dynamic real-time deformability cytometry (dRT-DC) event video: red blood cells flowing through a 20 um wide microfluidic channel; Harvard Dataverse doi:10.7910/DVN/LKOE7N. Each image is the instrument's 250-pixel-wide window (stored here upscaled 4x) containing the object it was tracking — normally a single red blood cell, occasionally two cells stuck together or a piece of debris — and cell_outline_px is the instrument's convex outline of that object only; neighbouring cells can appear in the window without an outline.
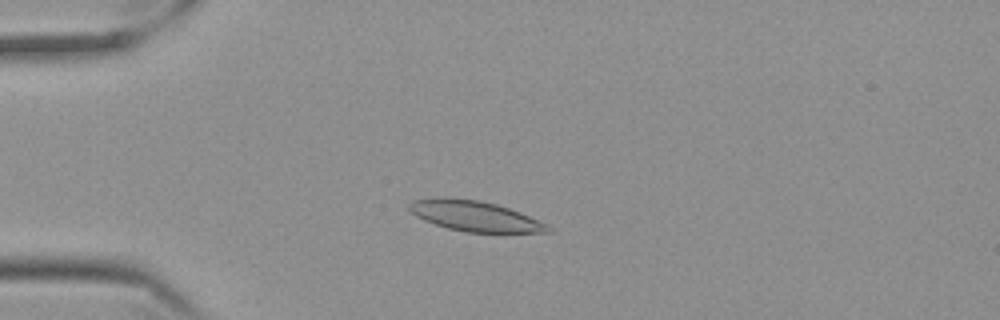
{"species": "Egyptian fruit bat (a non-hibernating species)", "species_latin": "Rousettus aegyptiacus", "temperature_condition": "cold", "stored_images_in_passage": 46, "camera_frame_rate_fps": 3000, "um_per_image_px": 0.085, "frame": {"image": 1, "passage_image": 3, "time_ms": 0.667, "image_size_px": [1000, 320], "cell_outline_px": [[552, 232], [464, 232], [448, 228], [424, 220], [416, 216], [408, 208], [408, 204], [416, 200], [436, 196], [444, 196], [476, 200], [496, 204], [520, 212], [548, 224], [552, 228]], "centroid_in_image_um": [40.35, 18.35], "position_along_channel_um": 44.6, "area_um2": 24.51}}
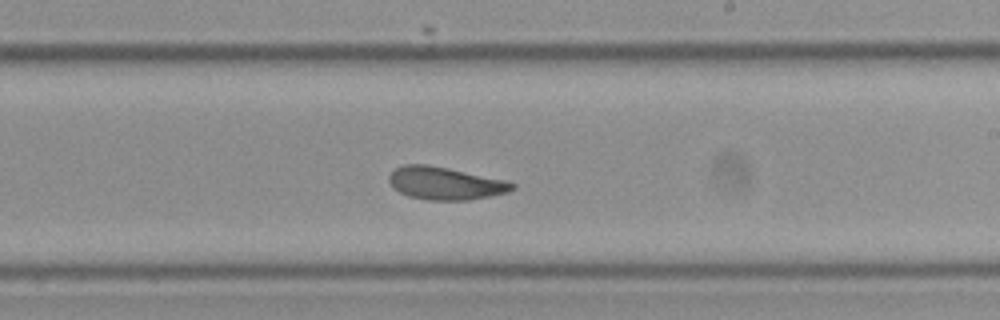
{"frame": {"image": 2, "passage_image": 23, "time_ms": 7.333, "image_size_px": [1000, 320], "cell_outline_px": [[516, 188], [508, 192], [468, 200], [424, 200], [408, 196], [400, 192], [388, 180], [388, 176], [396, 168], [404, 164], [428, 164], [448, 168], [504, 180], [516, 184]], "centroid_in_image_um": [37.84, 15.58], "position_along_channel_um": 251.2, "area_um2": 23.29}}
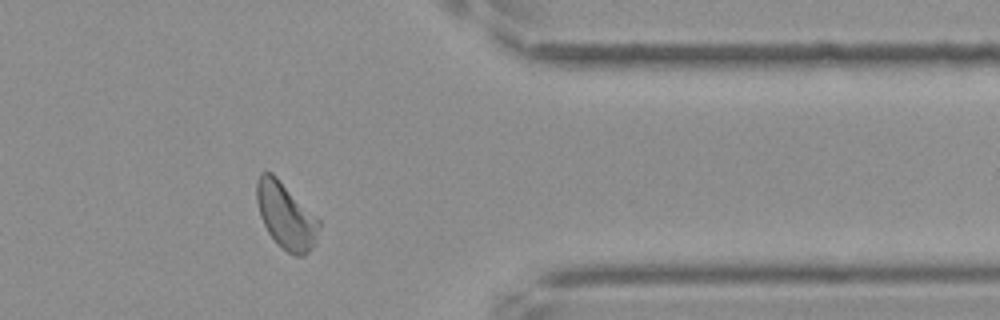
{"frame": {"image": 3, "passage_image": 36, "time_ms": 11.667, "image_size_px": [1000, 320], "cell_outline_px": [[320, 228], [312, 248], [304, 256], [296, 256], [288, 252], [268, 232], [260, 216], [256, 200], [256, 180], [260, 172], [272, 172], [320, 220]], "centroid_in_image_um": [24.29, 18.31], "position_along_channel_um": 387.1, "area_um2": 23.76}, "authors_computed_cell_mechanics": {"area_um2": 23.7558, "velocity_mm_per_s": 3.4547, "shape_relaxation_time_tau1_ms": 5.4627, "shape_relaxation_time_tau2_ms": 2.1874, "deformation_change_tau1": 0.1079, "deformation_change_tau2": 0.0879}}